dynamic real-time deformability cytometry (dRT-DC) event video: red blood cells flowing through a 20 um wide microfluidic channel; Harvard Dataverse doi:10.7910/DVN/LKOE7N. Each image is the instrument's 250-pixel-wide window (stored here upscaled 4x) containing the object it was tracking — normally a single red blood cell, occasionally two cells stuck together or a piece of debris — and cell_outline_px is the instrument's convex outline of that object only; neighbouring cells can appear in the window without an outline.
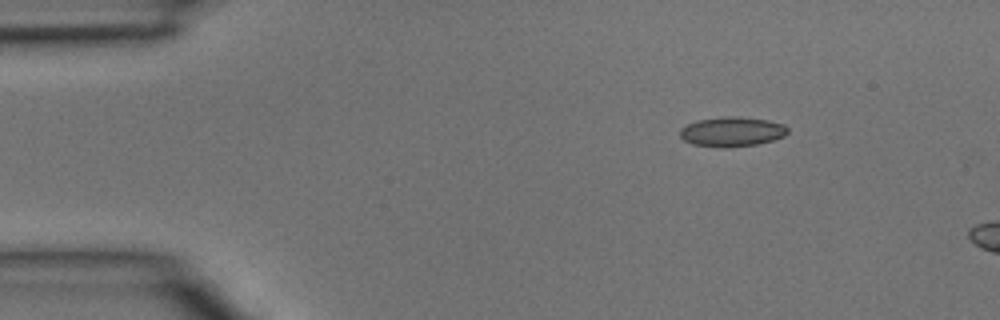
{"species": "common noctule bat (a hibernating species)", "species_latin": "Nyctalus noctula", "temperature_condition": "room temperature", "stored_images_in_passage": 3, "camera_frame_rate_fps": 3000, "um_per_image_px": 0.085, "animal": {"sex": "male", "body_mass_g": 15.6}, "frame": {"image": 1, "passage_image": 1, "time_ms": 0.0, "image_size_px": [1000, 320], "cell_outline_px": [[788, 132], [784, 136], [772, 140], [756, 144], [720, 148], [692, 144], [684, 140], [680, 136], [680, 128], [688, 124], [700, 120], [724, 116], [736, 116], [768, 120], [784, 124], [788, 128]], "centroid_in_image_um": [62.22, 11.19], "position_along_channel_um": 22.8, "area_um2": 18.55}}